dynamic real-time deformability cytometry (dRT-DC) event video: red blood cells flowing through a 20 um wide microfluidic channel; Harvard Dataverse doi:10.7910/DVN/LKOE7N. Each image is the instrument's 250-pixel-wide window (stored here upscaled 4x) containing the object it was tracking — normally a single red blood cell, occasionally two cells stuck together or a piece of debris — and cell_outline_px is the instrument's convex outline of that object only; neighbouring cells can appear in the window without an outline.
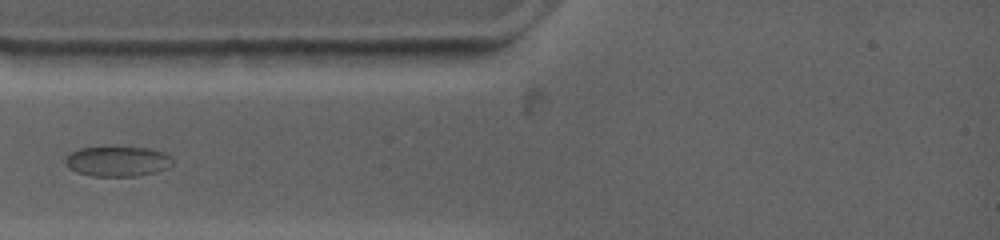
{"species": "common noctule bat (a hibernating species)", "species_latin": "Nyctalus noctula", "temperature_condition": "warm", "stored_images_in_passage": 15, "camera_frame_rate_fps": 4500, "um_per_image_px": 0.085, "animal": {"sex": "female", "body_mass_g": 19.0, "forearm_length_mm": 53.3}, "frame": {"image": 1, "passage_image": 1, "time_ms": 0.0, "image_size_px": [1000, 240], "cell_outline_px": [[172, 164], [168, 168], [156, 172], [136, 176], [92, 176], [76, 172], [68, 168], [64, 160], [72, 152], [80, 148], [116, 144], [148, 148], [164, 152], [172, 160]], "centroid_in_image_um": [9.98, 13.67], "position_along_channel_um": 75.0, "area_um2": 19.54}}
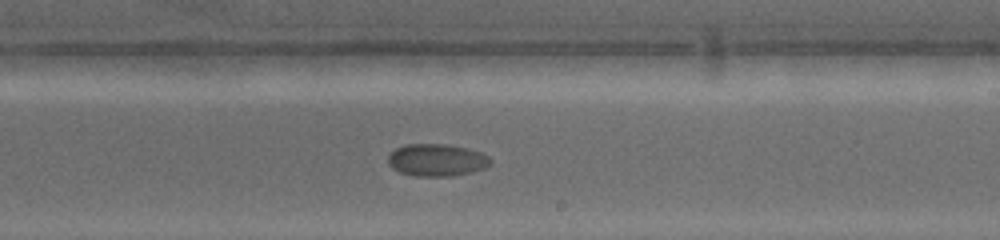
{"frame": {"image": 2, "passage_image": 9, "time_ms": 5.111, "image_size_px": [1000, 240], "cell_outline_px": [[492, 164], [484, 168], [472, 172], [452, 176], [412, 176], [400, 172], [392, 168], [388, 164], [388, 156], [396, 148], [408, 144], [444, 144], [464, 148], [488, 156], [492, 160]], "centroid_in_image_um": [37.1, 13.62], "position_along_channel_um": 251.9, "area_um2": 19.13}}
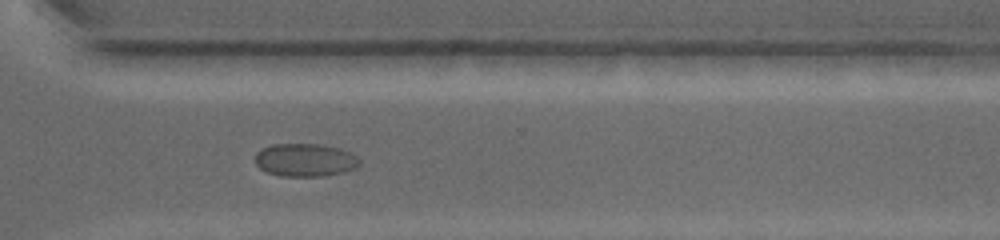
{"frame": {"image": 3, "passage_image": 15, "time_ms": 7.778, "image_size_px": [1000, 240], "cell_outline_px": [[360, 164], [356, 168], [344, 172], [324, 176], [280, 176], [268, 172], [260, 168], [256, 164], [256, 152], [272, 144], [316, 144], [336, 148], [348, 152], [356, 156], [360, 160]], "centroid_in_image_um": [25.93, 13.61], "position_along_channel_um": 344.7, "area_um2": 19.88}}